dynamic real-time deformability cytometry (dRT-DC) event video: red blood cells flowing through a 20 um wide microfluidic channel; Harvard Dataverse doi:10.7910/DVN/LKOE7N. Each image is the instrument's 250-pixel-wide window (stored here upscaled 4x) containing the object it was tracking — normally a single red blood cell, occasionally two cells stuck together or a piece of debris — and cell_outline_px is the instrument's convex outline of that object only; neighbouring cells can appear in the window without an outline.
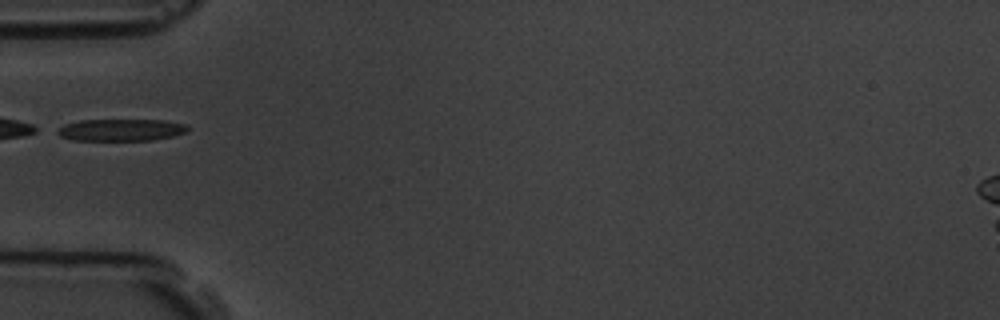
{"species": "common noctule bat (a hibernating species)", "species_latin": "Nyctalus noctula", "temperature_condition": "room temperature", "stored_images_in_passage": 7, "camera_frame_rate_fps": 3000, "um_per_image_px": 0.085, "animal": {"sex": "male", "body_mass_g": 19.5, "forearm_length_mm": 54.6}, "frame": {"image": 1, "passage_image": 6, "time_ms": 5.667, "image_size_px": [1000, 320], "cell_outline_px": [[188, 128], [184, 132], [172, 136], [152, 140], [72, 140], [60, 136], [52, 132], [64, 124], [80, 120], [164, 120], [188, 124]], "centroid_in_image_um": [10.22, 11.04], "position_along_channel_um": 74.8, "area_um2": 16.76}}